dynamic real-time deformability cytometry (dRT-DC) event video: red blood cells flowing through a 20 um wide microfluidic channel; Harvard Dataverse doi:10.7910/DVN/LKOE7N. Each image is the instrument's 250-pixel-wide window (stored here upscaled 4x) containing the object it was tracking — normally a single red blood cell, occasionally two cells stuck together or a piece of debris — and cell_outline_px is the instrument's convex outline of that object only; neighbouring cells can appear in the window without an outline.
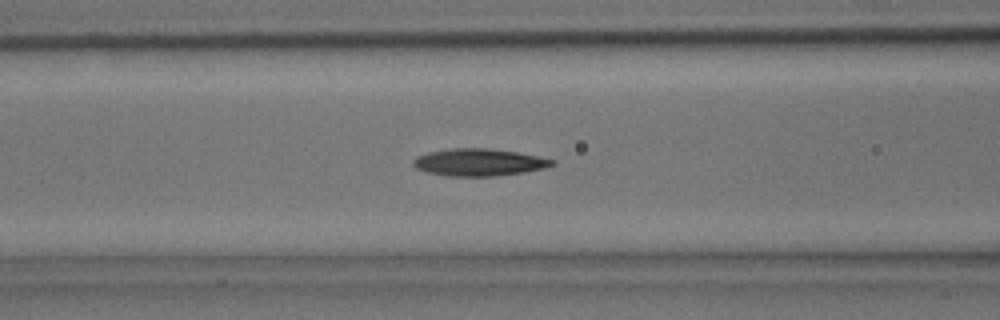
{"species": "common noctule bat (a hibernating species)", "species_latin": "Nyctalus noctula", "temperature_condition": "room temperature", "stored_images_in_passage": 34, "camera_frame_rate_fps": 3000, "um_per_image_px": 0.085, "animal": {"sex": "male", "body_mass_g": 15.6}, "frame": {"image": 1, "passage_image": 10, "time_ms": 3.0, "image_size_px": [1000, 320], "cell_outline_px": [[556, 164], [544, 168], [524, 172], [496, 176], [448, 176], [428, 172], [416, 168], [412, 164], [412, 160], [416, 156], [428, 152], [452, 148], [488, 148], [516, 152], [556, 160]], "centroid_in_image_um": [40.7, 13.79], "position_along_channel_um": 125.9, "area_um2": 22.02}}